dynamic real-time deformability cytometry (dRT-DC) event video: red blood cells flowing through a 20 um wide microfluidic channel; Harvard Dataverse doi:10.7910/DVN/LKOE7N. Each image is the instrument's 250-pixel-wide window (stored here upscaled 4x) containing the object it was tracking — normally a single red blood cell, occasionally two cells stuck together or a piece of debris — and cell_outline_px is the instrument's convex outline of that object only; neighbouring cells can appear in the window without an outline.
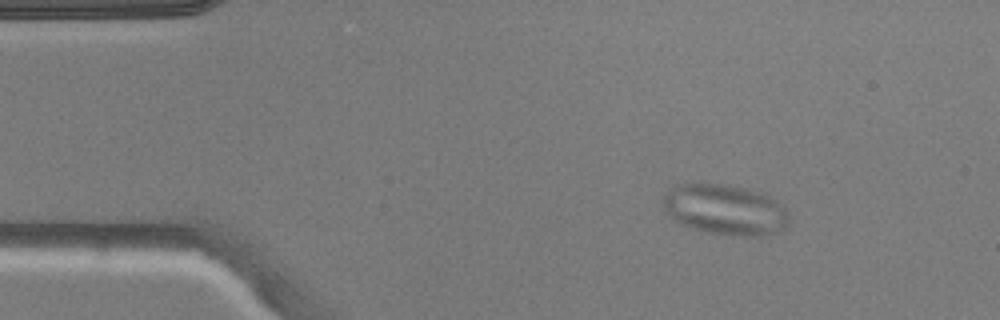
{"species": "common noctule bat (a hibernating species)", "species_latin": "Nyctalus noctula", "temperature_condition": "warm", "stored_images_in_passage": 7, "camera_frame_rate_fps": 3000, "um_per_image_px": 0.085, "animal": {"sex": "male", "body_mass_g": 20.5, "forearm_length_mm": 52.5}, "frame": {"image": 1, "passage_image": 2, "time_ms": 1.0, "image_size_px": [1000, 320], "cell_outline_px": [[788, 224], [784, 228], [768, 236], [732, 236], [708, 232], [680, 224], [672, 220], [664, 212], [660, 204], [660, 200], [676, 184], [724, 184], [744, 188], [760, 192], [768, 196], [788, 208]], "centroid_in_image_um": [61.61, 17.84], "position_along_channel_um": 23.4, "area_um2": 37.51}}